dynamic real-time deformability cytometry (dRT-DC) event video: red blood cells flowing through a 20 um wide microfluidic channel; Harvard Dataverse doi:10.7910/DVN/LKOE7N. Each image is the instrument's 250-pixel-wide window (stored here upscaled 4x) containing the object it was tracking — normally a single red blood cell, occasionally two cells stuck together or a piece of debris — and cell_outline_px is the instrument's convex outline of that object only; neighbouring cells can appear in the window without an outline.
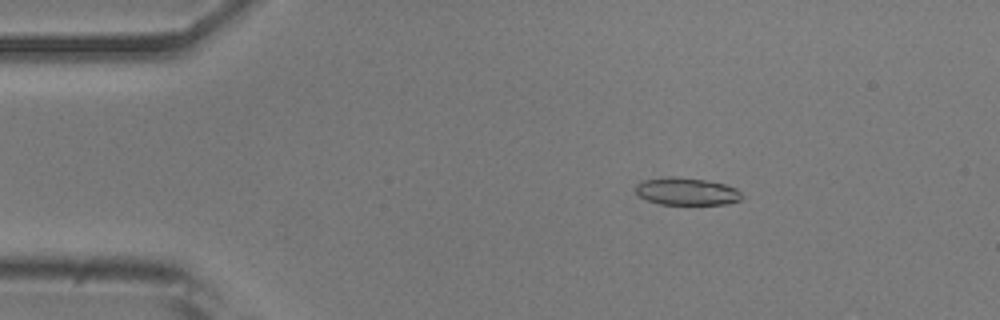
{"species": "common noctule bat (a hibernating species)", "species_latin": "Nyctalus noctula", "temperature_condition": "room temperature", "stored_images_in_passage": 51, "camera_frame_rate_fps": 3000, "um_per_image_px": 0.085, "animal": {"sex": "male", "body_mass_g": 20.5, "forearm_length_mm": 52.5}, "frame": {"image": 1, "passage_image": 8, "time_ms": 2.333, "image_size_px": [1000, 320], "cell_outline_px": [[740, 200], [728, 204], [660, 204], [648, 200], [640, 196], [636, 192], [636, 184], [640, 180], [672, 176], [704, 180], [724, 184], [736, 188], [740, 192]], "centroid_in_image_um": [58.33, 16.27], "position_along_channel_um": 26.7, "area_um2": 16.82}}
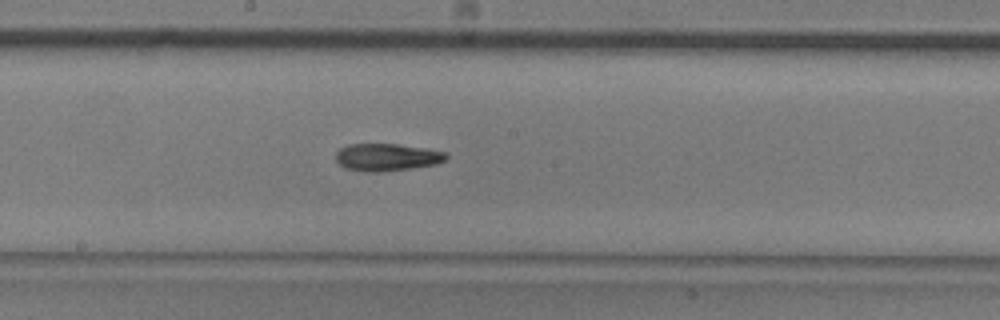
{"frame": {"image": 2, "passage_image": 27, "time_ms": 8.667, "image_size_px": [1000, 320], "cell_outline_px": [[448, 156], [444, 160], [436, 164], [380, 172], [368, 172], [344, 168], [336, 160], [336, 152], [340, 148], [348, 144], [396, 144], [428, 148], [448, 152]], "centroid_in_image_um": [32.89, 13.35], "position_along_channel_um": 215.3, "area_um2": 17.63}}
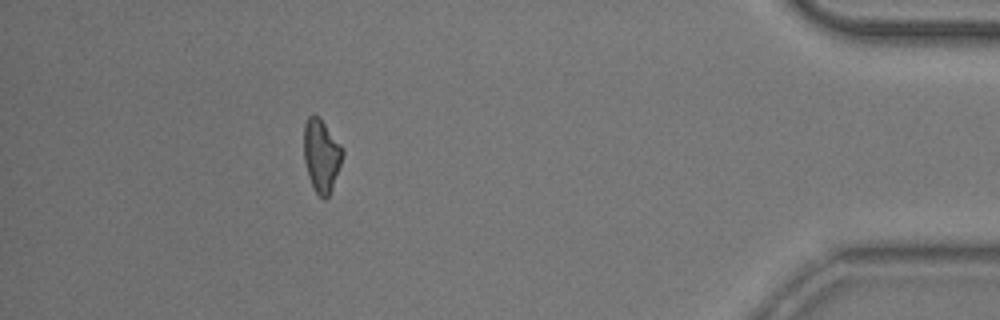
{"frame": {"image": 3, "passage_image": 46, "time_ms": 15.0, "image_size_px": [1000, 320], "cell_outline_px": [[344, 152], [332, 188], [328, 196], [324, 200], [316, 192], [308, 176], [304, 160], [304, 124], [308, 116], [312, 112], [324, 124], [344, 148]], "centroid_in_image_um": [27.31, 13.21], "position_along_channel_um": 407.9, "area_um2": 16.18}, "authors_computed_cell_mechanics": {"area_um2": 17.3978, "velocity_mm_per_s": 3.8835, "shape_relaxation_time_tau1_ms": 7.5238, "shape_relaxation_time_tau2_ms": null, "deformation_change_tau1": 0.1935, "deformation_change_tau2": null}}